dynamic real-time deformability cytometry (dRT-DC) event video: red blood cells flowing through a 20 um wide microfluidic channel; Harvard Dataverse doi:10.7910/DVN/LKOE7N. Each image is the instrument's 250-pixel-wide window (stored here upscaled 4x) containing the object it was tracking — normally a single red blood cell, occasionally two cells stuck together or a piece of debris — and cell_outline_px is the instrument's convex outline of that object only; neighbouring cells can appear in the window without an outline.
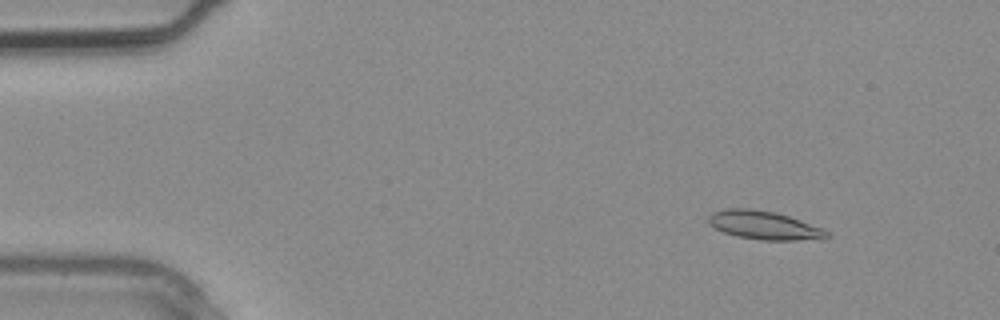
{"species": "common noctule bat (a hibernating species)", "species_latin": "Nyctalus noctula", "temperature_condition": "warm", "stored_images_in_passage": 2, "camera_frame_rate_fps": 3000, "um_per_image_px": 0.085, "animal": {"sex": "male", "body_mass_g": 20.4}, "frame": {"image": 1, "passage_image": 2, "time_ms": 0.333, "image_size_px": [1000, 320], "cell_outline_px": [[832, 236], [820, 240], [760, 240], [736, 236], [724, 232], [708, 224], [708, 216], [712, 212], [724, 208], [752, 208], [776, 212], [800, 220], [820, 228], [828, 232]], "centroid_in_image_um": [64.94, 19.15], "position_along_channel_um": 20.1, "area_um2": 19.83}}